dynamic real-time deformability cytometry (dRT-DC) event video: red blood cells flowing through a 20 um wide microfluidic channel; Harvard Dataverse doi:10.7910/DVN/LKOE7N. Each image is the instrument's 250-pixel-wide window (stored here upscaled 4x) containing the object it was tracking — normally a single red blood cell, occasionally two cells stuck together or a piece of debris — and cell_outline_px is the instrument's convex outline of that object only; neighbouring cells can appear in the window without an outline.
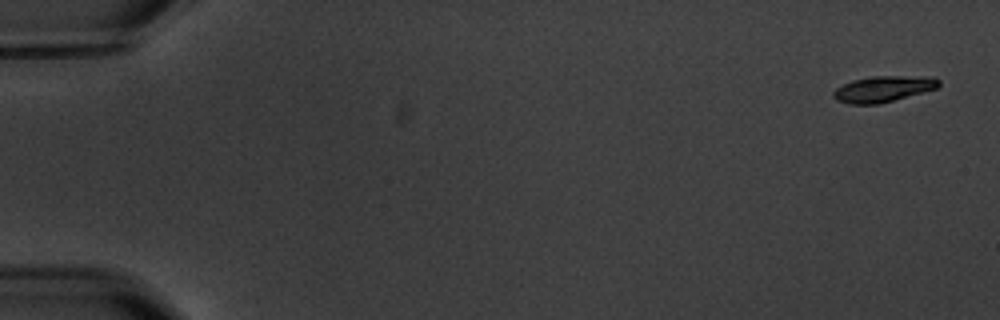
{"species": "common noctule bat (a hibernating species)", "species_latin": "Nyctalus noctula", "temperature_condition": "warm", "stored_images_in_passage": 10, "camera_frame_rate_fps": 3000, "um_per_image_px": 0.085, "animal": {"sex": "male", "body_mass_g": 20.1, "forearm_length_mm": 53.5}, "frame": {"image": 1, "passage_image": 1, "time_ms": 0.0, "image_size_px": [1000, 320], "cell_outline_px": [[940, 84], [936, 88], [892, 100], [876, 104], [848, 104], [836, 100], [832, 96], [832, 92], [836, 88], [852, 80], [872, 76], [932, 76], [940, 80]], "centroid_in_image_um": [75.04, 7.55], "position_along_channel_um": 10.0, "area_um2": 15.84}}
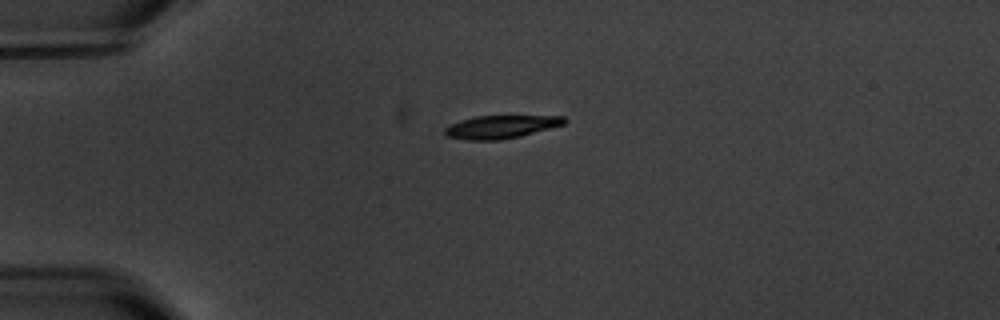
{"frame": {"image": 2, "passage_image": 4, "time_ms": 4.333, "image_size_px": [1000, 320], "cell_outline_px": [[568, 120], [564, 124], [520, 136], [500, 140], [468, 140], [444, 136], [444, 128], [460, 120], [472, 116], [564, 116]], "centroid_in_image_um": [42.54, 10.78], "position_along_channel_um": 42.5, "area_um2": 16.01}}
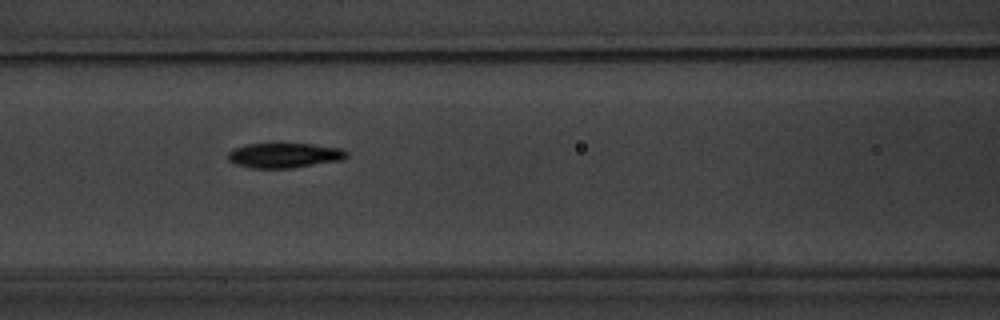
{"frame": {"image": 3, "passage_image": 7, "time_ms": 8.0, "image_size_px": [1000, 320], "cell_outline_px": [[348, 156], [344, 160], [292, 168], [248, 168], [236, 164], [228, 160], [228, 152], [232, 148], [244, 144], [312, 144], [344, 148], [348, 152]], "centroid_in_image_um": [24.19, 13.21], "position_along_channel_um": 142.4, "area_um2": 17.51}}